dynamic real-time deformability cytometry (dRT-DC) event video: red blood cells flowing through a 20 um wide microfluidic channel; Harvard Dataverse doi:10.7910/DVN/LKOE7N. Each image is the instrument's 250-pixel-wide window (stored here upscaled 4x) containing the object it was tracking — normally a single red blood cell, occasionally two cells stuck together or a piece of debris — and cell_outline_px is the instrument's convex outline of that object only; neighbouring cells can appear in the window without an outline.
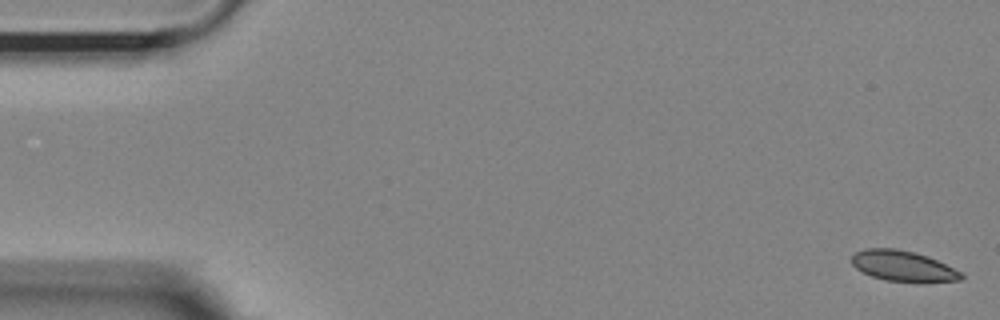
{"species": "Egyptian fruit bat (a non-hibernating species)", "species_latin": "Rousettus aegyptiacus", "temperature_condition": "room temperature", "stored_images_in_passage": 5, "camera_frame_rate_fps": 3000, "um_per_image_px": 0.085, "animal": {"sex": "female"}, "frame": {"image": 1, "passage_image": 1, "time_ms": 0.0, "image_size_px": [1000, 320], "cell_outline_px": [[964, 276], [960, 280], [916, 284], [884, 280], [872, 276], [856, 268], [852, 264], [852, 256], [856, 252], [868, 248], [896, 248], [928, 256], [964, 272]], "centroid_in_image_um": [76.83, 22.65], "position_along_channel_um": 8.2, "area_um2": 20.0}}